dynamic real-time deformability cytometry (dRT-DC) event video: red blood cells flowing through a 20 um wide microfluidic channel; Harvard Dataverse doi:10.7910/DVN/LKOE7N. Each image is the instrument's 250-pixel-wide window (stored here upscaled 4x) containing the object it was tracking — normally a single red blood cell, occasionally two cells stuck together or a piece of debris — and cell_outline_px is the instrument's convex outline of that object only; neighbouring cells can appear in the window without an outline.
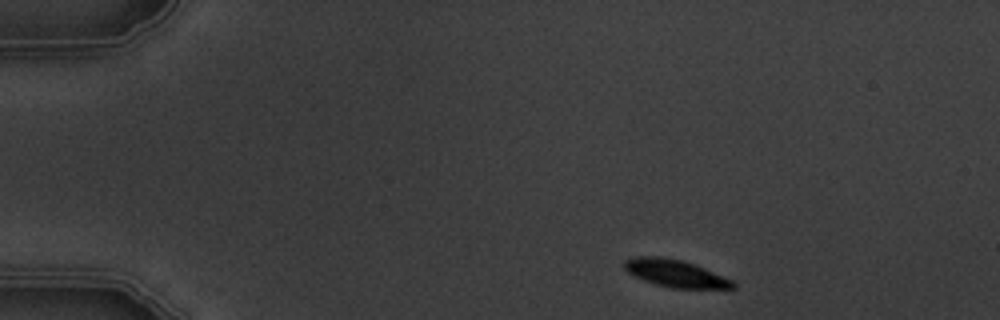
{"species": "common noctule bat (a hibernating species)", "species_latin": "Nyctalus noctula", "temperature_condition": "warm", "stored_images_in_passage": 3, "camera_frame_rate_fps": 3000, "um_per_image_px": 0.085, "animal": {"sex": "male", "body_mass_g": 19.5, "forearm_length_mm": 54.6}, "frame": {"image": 1, "passage_image": 1, "time_ms": 0.0, "image_size_px": [1000, 320], "cell_outline_px": [[736, 288], [668, 288], [644, 280], [628, 272], [624, 268], [624, 260], [636, 256], [656, 256], [680, 260], [704, 268], [736, 280]], "centroid_in_image_um": [57.45, 23.24], "position_along_channel_um": 27.6, "area_um2": 17.22}}